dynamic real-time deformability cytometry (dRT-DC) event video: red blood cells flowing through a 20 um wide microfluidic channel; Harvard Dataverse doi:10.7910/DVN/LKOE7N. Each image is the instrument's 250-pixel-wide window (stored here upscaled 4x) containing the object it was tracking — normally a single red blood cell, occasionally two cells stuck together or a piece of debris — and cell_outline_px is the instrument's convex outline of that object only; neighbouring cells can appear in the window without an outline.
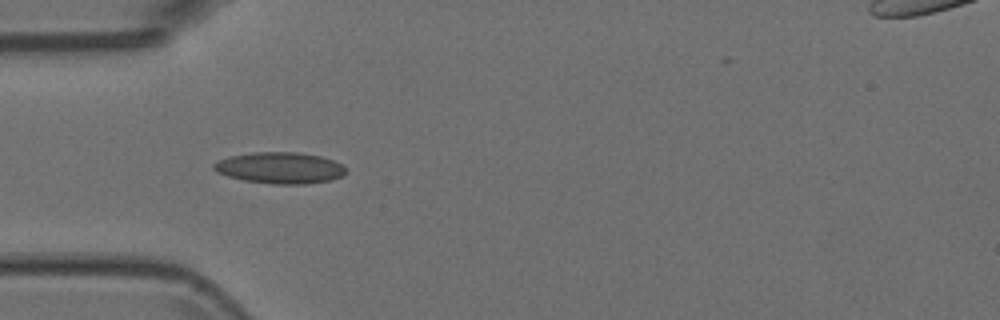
{"species": "Egyptian fruit bat (a non-hibernating species)", "species_latin": "Rousettus aegyptiacus", "temperature_condition": "room temperature", "stored_images_in_passage": 8, "camera_frame_rate_fps": 3000, "um_per_image_px": 0.085, "animal": {"sex": "female"}, "frame": {"image": 1, "passage_image": 5, "time_ms": 1.333, "image_size_px": [1000, 320], "cell_outline_px": [[348, 172], [332, 180], [304, 184], [272, 184], [244, 180], [228, 176], [216, 172], [212, 168], [212, 164], [216, 160], [228, 156], [252, 152], [296, 152], [320, 156], [332, 160], [348, 168]], "centroid_in_image_um": [23.77, 14.26], "position_along_channel_um": 61.2, "area_um2": 24.33}}
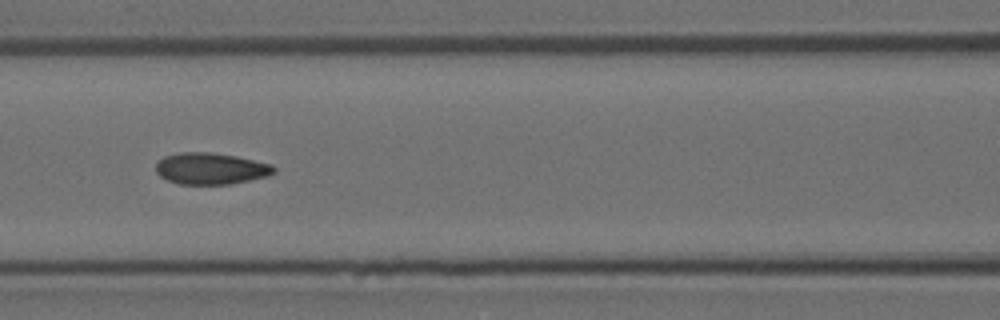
{"frame": {"image": 2, "passage_image": 7, "time_ms": 2.0, "image_size_px": [1000, 320], "cell_outline_px": [[276, 172], [268, 176], [232, 184], [180, 184], [168, 180], [160, 176], [156, 172], [156, 164], [164, 156], [180, 152], [208, 152], [236, 156], [272, 164], [276, 168]], "centroid_in_image_um": [17.94, 14.33], "position_along_channel_um": 148.7, "area_um2": 21.73}}
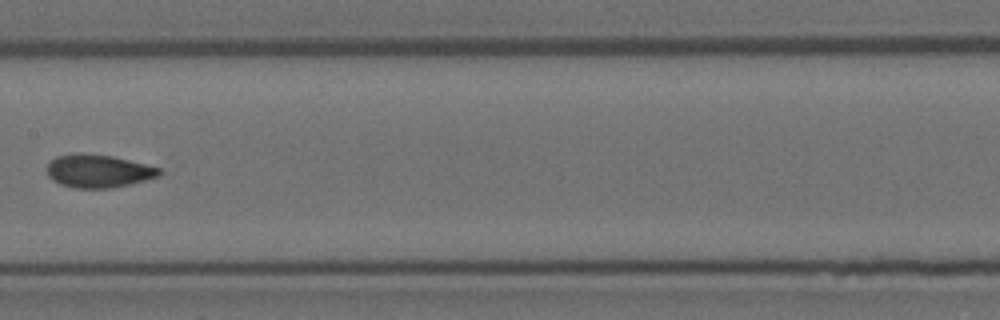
{"frame": {"image": 3, "passage_image": 8, "time_ms": 2.333, "image_size_px": [1000, 320], "cell_outline_px": [[160, 176], [112, 188], [72, 188], [60, 184], [52, 180], [48, 176], [48, 164], [56, 156], [80, 152], [112, 156], [160, 168]], "centroid_in_image_um": [8.32, 14.54], "position_along_channel_um": 199.1, "area_um2": 21.5}}